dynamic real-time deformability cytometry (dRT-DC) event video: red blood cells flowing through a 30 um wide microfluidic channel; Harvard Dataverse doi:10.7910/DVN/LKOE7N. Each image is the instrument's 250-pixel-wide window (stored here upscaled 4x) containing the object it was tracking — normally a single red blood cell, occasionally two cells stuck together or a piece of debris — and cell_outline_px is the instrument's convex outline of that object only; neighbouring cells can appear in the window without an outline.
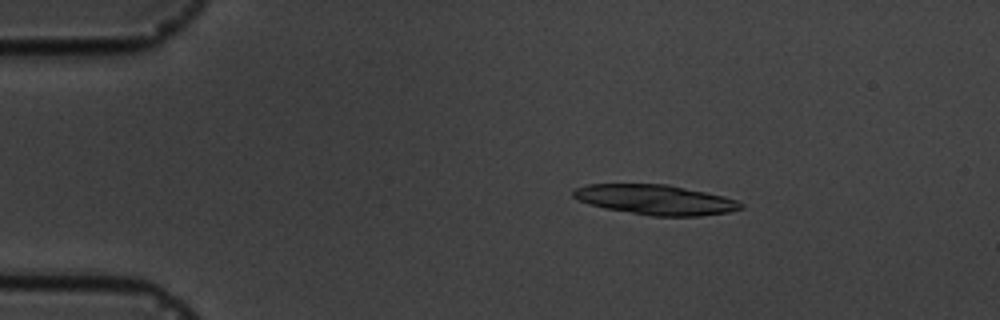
{"species": "common noctule bat (a hibernating species)", "species_latin": "Nyctalus noctula", "temperature_condition": "cold", "stored_images_in_passage": 4, "camera_frame_rate_fps": 3000, "um_per_image_px": 0.085, "animal": {"sex": "male", "body_mass_g": 19.5, "forearm_length_mm": 54.6}, "frame": {"image": 1, "passage_image": 3, "time_ms": 2.333, "image_size_px": [1000, 320], "cell_outline_px": [[744, 208], [728, 212], [700, 216], [652, 216], [604, 208], [588, 204], [572, 196], [572, 188], [588, 184], [668, 184], [724, 196], [736, 200], [744, 204]], "centroid_in_image_um": [55.7, 16.97], "position_along_channel_um": 29.3, "area_um2": 29.36}}